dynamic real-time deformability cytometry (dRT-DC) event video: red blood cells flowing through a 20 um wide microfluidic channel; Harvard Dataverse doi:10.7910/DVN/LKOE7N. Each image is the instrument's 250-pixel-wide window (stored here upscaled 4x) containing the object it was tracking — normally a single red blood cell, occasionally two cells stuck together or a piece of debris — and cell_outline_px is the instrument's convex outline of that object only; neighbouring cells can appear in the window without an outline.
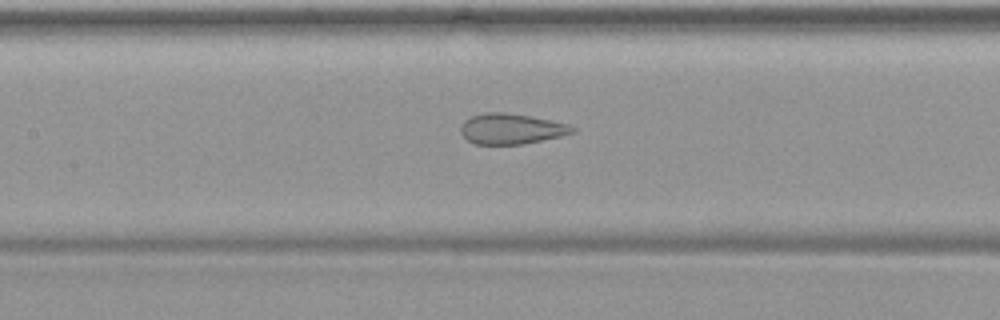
{"species": "common noctule bat (a hibernating species)", "species_latin": "Nyctalus noctula", "temperature_condition": "warm", "stored_images_in_passage": 44, "camera_frame_rate_fps": 3000, "um_per_image_px": 0.085, "animal": {"sex": "female", "body_mass_g": 19.9}, "frame": {"image": 1, "passage_image": 19, "time_ms": 6.0, "image_size_px": [1000, 320], "cell_outline_px": [[576, 132], [560, 136], [524, 144], [476, 144], [468, 140], [460, 132], [460, 124], [464, 120], [472, 116], [484, 112], [504, 112], [528, 116], [568, 124], [576, 128]], "centroid_in_image_um": [43.43, 10.95], "position_along_channel_um": 164.0, "area_um2": 19.77}}
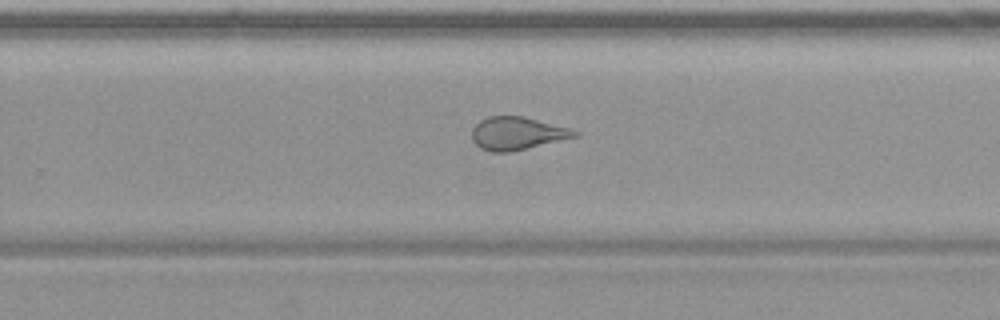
{"frame": {"image": 2, "passage_image": 28, "time_ms": 9.0, "image_size_px": [1000, 320], "cell_outline_px": [[580, 136], [508, 152], [492, 152], [480, 148], [472, 140], [472, 128], [480, 120], [488, 116], [524, 116], [568, 128], [580, 132]], "centroid_in_image_um": [43.94, 11.33], "position_along_channel_um": 285.9, "area_um2": 19.59}}
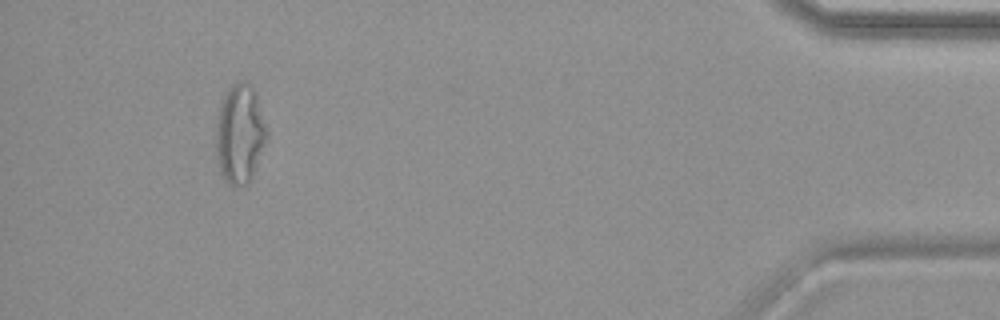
{"frame": {"image": 3, "passage_image": 42, "time_ms": 13.667, "image_size_px": [1000, 320], "cell_outline_px": [[268, 136], [252, 176], [248, 184], [236, 188], [232, 188], [224, 180], [220, 172], [216, 148], [216, 120], [220, 100], [228, 88], [236, 80], [248, 80], [252, 84], [256, 92], [268, 128]], "centroid_in_image_um": [20.39, 11.34], "position_along_channel_um": 414.8, "area_um2": 30.29}}